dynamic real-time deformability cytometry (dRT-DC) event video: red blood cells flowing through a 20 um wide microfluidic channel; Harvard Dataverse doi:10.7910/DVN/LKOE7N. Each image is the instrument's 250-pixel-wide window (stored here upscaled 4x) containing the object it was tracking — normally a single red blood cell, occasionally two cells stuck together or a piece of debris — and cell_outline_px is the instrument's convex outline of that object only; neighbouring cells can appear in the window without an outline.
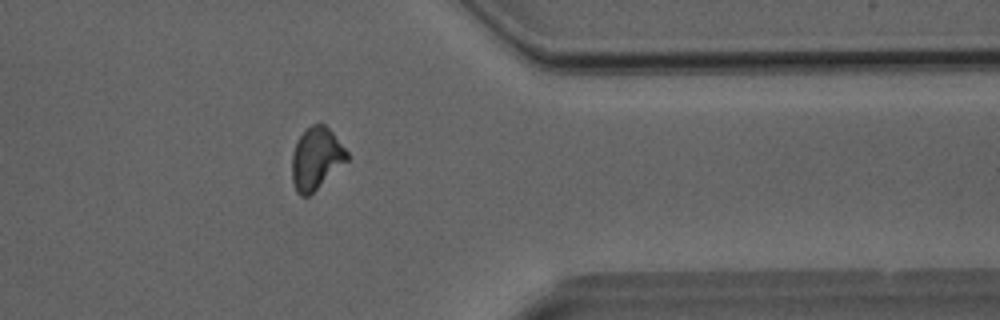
{"species": "Egyptian fruit bat (a non-hibernating species)", "species_latin": "Rousettus aegyptiacus", "temperature_condition": "room temperature", "stored_images_in_passage": 23, "camera_frame_rate_fps": 3000, "um_per_image_px": 0.085, "animal": {"sex": "male"}, "frame": {"image": 1, "passage_image": 20, "time_ms": 6.333, "image_size_px": [1000, 320], "cell_outline_px": [[348, 160], [308, 196], [300, 196], [296, 192], [292, 180], [292, 152], [296, 140], [312, 124], [324, 124], [332, 132], [348, 152]], "centroid_in_image_um": [26.85, 13.47], "position_along_channel_um": 384.5, "area_um2": 19.71}}